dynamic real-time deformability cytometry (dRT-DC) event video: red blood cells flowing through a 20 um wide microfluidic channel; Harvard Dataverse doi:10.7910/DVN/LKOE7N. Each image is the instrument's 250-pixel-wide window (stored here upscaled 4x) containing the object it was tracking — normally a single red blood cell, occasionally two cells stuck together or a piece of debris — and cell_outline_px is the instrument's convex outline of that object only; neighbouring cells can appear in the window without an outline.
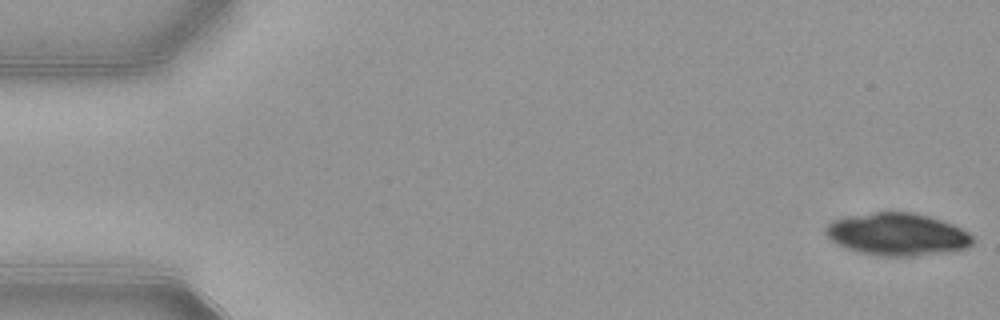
{"species": "common noctule bat (a hibernating species)", "species_latin": "Nyctalus noctula", "temperature_condition": "warm", "stored_images_in_passage": 52, "camera_frame_rate_fps": 3000, "um_per_image_px": 0.085, "animal": {"sex": "female", "body_mass_g": 21.9}, "frame": {"image": 1, "passage_image": 1, "time_ms": 0.0, "image_size_px": [1000, 320], "cell_outline_px": [[972, 244], [968, 248], [944, 252], [916, 256], [872, 256], [856, 252], [844, 248], [836, 244], [824, 232], [824, 228], [832, 220], [844, 216], [876, 212], [912, 212], [928, 216], [952, 224], [968, 232], [972, 236]], "centroid_in_image_um": [76.21, 19.93], "position_along_channel_um": 8.8, "area_um2": 36.65}}